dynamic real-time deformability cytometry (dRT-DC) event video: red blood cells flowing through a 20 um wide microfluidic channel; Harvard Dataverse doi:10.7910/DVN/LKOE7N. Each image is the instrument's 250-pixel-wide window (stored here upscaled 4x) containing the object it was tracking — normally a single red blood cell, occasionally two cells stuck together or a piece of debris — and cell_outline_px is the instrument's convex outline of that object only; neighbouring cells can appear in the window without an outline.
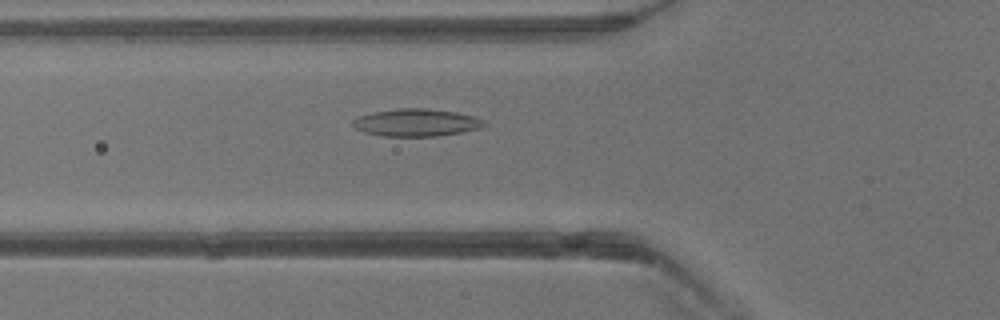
{"species": "common noctule bat (a hibernating species)", "species_latin": "Nyctalus noctula", "temperature_condition": "warm", "stored_images_in_passage": 31, "camera_frame_rate_fps": 3000, "um_per_image_px": 0.085, "animal": {"sex": "male", "body_mass_g": 13.3}, "frame": {"image": 1, "passage_image": 8, "time_ms": 2.333, "image_size_px": [1000, 320], "cell_outline_px": [[488, 124], [480, 128], [460, 132], [436, 136], [380, 136], [364, 132], [356, 128], [352, 124], [352, 120], [360, 116], [372, 112], [400, 108], [424, 108], [456, 112], [472, 116], [484, 120]], "centroid_in_image_um": [35.38, 10.42], "position_along_channel_um": 90.4, "area_um2": 20.92}}
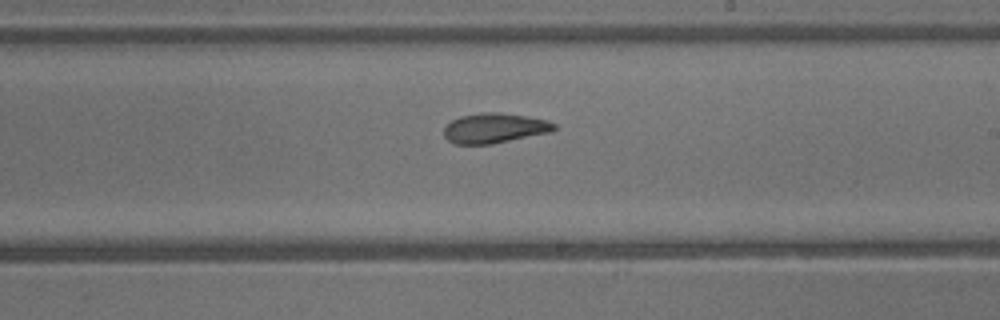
{"frame": {"image": 2, "passage_image": 17, "time_ms": 5.333, "image_size_px": [1000, 320], "cell_outline_px": [[556, 128], [552, 132], [492, 144], [452, 144], [444, 136], [444, 128], [452, 120], [460, 116], [480, 112], [496, 112], [524, 116], [544, 120], [556, 124]], "centroid_in_image_um": [42.01, 10.9], "position_along_channel_um": 247.0, "area_um2": 19.19}}
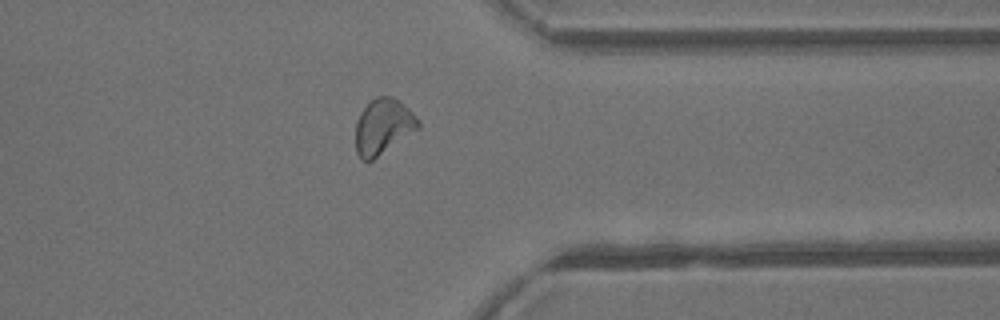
{"frame": {"image": 3, "passage_image": 25, "time_ms": 8.0, "image_size_px": [1000, 320], "cell_outline_px": [[420, 128], [372, 160], [364, 160], [356, 152], [356, 120], [360, 112], [376, 96], [388, 96], [400, 100], [420, 120]], "centroid_in_image_um": [32.58, 10.73], "position_along_channel_um": 378.8, "area_um2": 20.11}}